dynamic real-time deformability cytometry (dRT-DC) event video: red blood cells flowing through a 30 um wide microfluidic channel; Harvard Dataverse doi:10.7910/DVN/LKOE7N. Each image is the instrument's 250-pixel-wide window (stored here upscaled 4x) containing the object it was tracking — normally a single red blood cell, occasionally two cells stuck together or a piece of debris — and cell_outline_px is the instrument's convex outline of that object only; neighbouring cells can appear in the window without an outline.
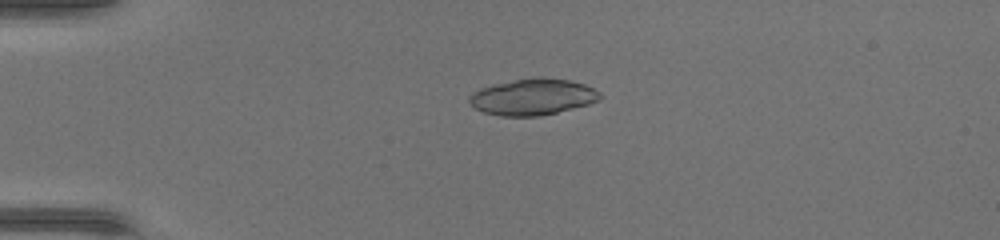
{"species": "common noctule bat (a hibernating species)", "species_latin": "Nyctalus noctula", "temperature_condition": "warm", "stored_images_in_passage": 39, "camera_frame_rate_fps": 3000, "um_per_image_px": 0.085, "animal": {"sex": "female", "body_mass_g": 17.0, "forearm_length_mm": 48.0}, "frame": {"image": 1, "passage_image": 4, "time_ms": 1.0, "image_size_px": [1000, 240], "cell_outline_px": [[604, 96], [600, 100], [588, 104], [540, 116], [500, 116], [484, 112], [476, 108], [468, 100], [468, 96], [472, 92], [480, 88], [492, 84], [532, 76], [544, 76], [568, 80], [584, 84], [600, 92]], "centroid_in_image_um": [45.28, 8.21], "position_along_channel_um": 39.7, "area_um2": 27.92}}
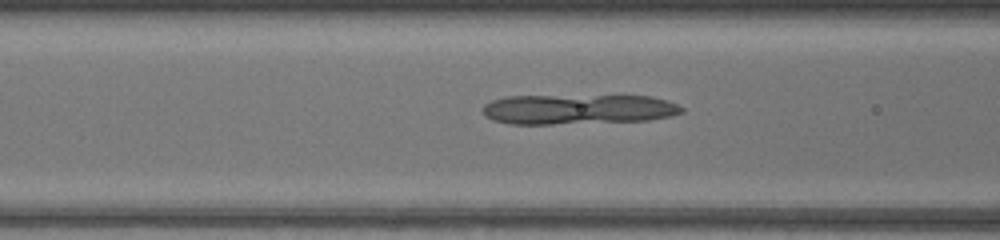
{"frame": {"image": 2, "passage_image": 12, "time_ms": 3.667, "image_size_px": [1000, 240], "cell_outline_px": [[684, 112], [672, 116], [648, 120], [552, 124], [508, 124], [492, 120], [484, 116], [484, 104], [492, 100], [508, 96], [648, 96], [664, 100], [676, 104], [684, 108]], "centroid_in_image_um": [49.11, 9.29], "position_along_channel_um": 117.5, "area_um2": 34.68}}
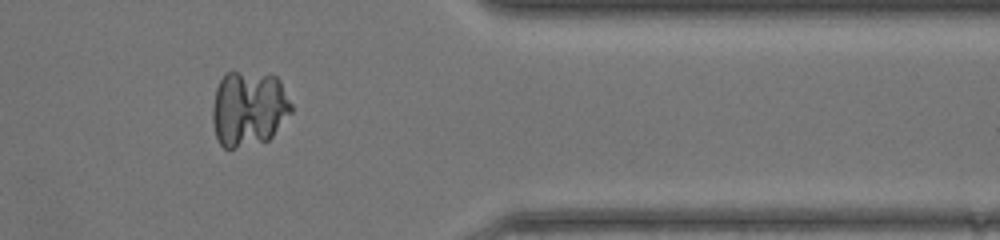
{"frame": {"image": 3, "passage_image": 31, "time_ms": 10.0, "image_size_px": [1000, 240], "cell_outline_px": [[292, 112], [272, 136], [268, 140], [236, 148], [224, 148], [220, 144], [216, 136], [212, 120], [212, 108], [216, 88], [224, 72], [236, 72], [276, 76], [280, 80], [292, 104]], "centroid_in_image_um": [21.14, 9.23], "position_along_channel_um": 390.3, "area_um2": 34.68}}